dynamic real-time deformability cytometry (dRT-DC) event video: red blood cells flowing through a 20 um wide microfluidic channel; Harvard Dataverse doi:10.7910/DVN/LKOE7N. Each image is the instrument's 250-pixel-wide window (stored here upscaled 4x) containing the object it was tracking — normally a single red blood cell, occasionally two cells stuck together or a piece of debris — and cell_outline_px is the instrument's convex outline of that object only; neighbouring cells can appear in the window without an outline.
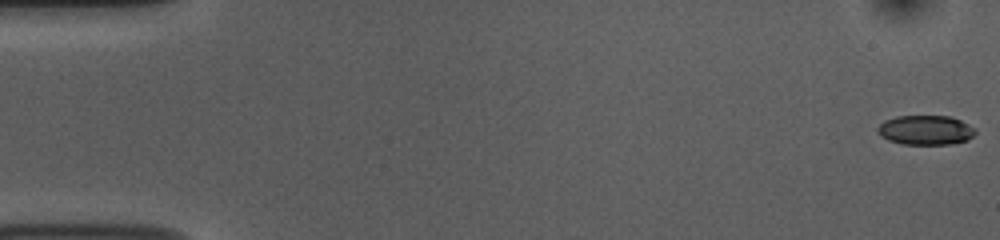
{"species": "common noctule bat (a hibernating species)", "species_latin": "Nyctalus noctula", "temperature_condition": "room temperature", "stored_images_in_passage": 53, "camera_frame_rate_fps": 3000, "um_per_image_px": 0.085, "animal": {"sex": "female", "body_mass_g": 10.0, "forearm_length_mm": 53.1}, "frame": {"image": 1, "passage_image": 1, "time_ms": 0.0, "image_size_px": [1000, 240], "cell_outline_px": [[976, 132], [968, 140], [948, 144], [904, 144], [888, 140], [880, 136], [876, 128], [884, 120], [896, 116], [948, 116], [960, 120], [976, 128]], "centroid_in_image_um": [78.66, 11.05], "position_along_channel_um": 6.3, "area_um2": 16.82}}
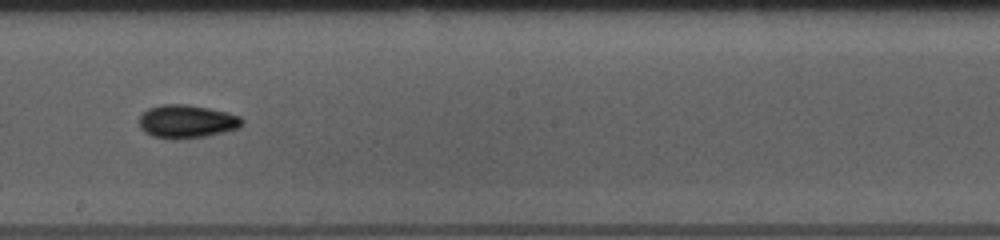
{"frame": {"image": 2, "passage_image": 30, "time_ms": 9.667, "image_size_px": [1000, 240], "cell_outline_px": [[244, 124], [240, 128], [208, 136], [176, 140], [152, 136], [144, 132], [140, 128], [140, 116], [148, 108], [160, 104], [188, 104], [228, 112], [240, 116], [244, 120]], "centroid_in_image_um": [15.9, 10.33], "position_along_channel_um": 232.3, "area_um2": 20.29}}
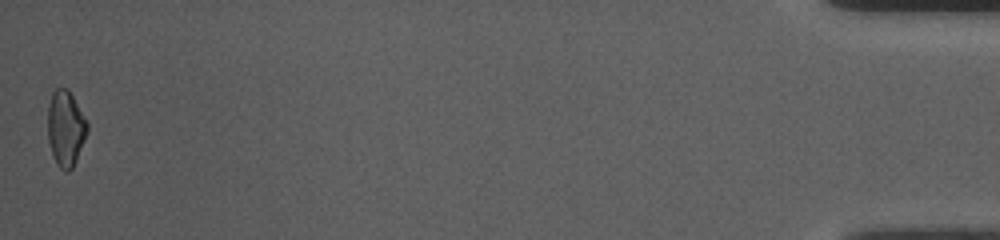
{"frame": {"image": 3, "passage_image": 53, "time_ms": 17.333, "image_size_px": [1000, 240], "cell_outline_px": [[88, 132], [76, 160], [72, 168], [68, 172], [64, 172], [56, 164], [52, 156], [48, 140], [48, 104], [52, 92], [56, 88], [68, 88], [88, 124]], "centroid_in_image_um": [5.56, 10.93], "position_along_channel_um": 429.6, "area_um2": 17.51}, "authors_computed_cell_mechanics": {"area_um2": 17.8602, "velocity_mm_per_s": 3.7948, "shape_relaxation_time_tau1_ms": 2.9977, "shape_relaxation_time_tau2_ms": 3.0418, "deformation_change_tau1": 0.0893, "deformation_change_tau2": 0.0819}}